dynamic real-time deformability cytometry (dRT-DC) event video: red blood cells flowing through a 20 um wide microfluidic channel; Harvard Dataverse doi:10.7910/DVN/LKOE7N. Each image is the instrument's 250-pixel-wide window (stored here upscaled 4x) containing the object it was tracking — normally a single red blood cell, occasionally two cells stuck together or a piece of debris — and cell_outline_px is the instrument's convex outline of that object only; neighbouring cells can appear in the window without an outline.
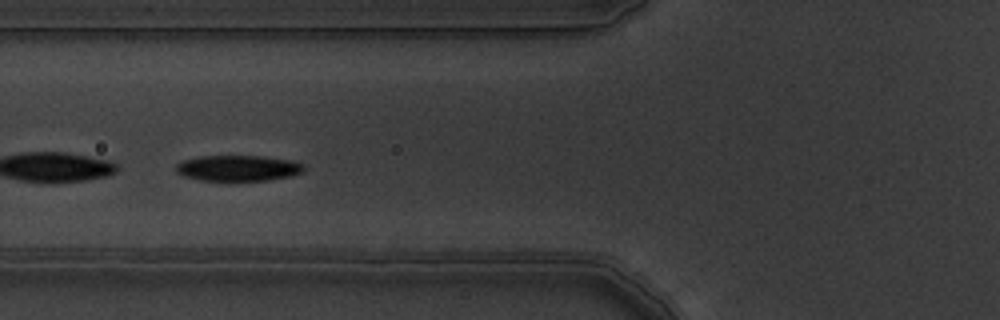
{"species": "common noctule bat (a hibernating species)", "species_latin": "Nyctalus noctula", "temperature_condition": "warm", "stored_images_in_passage": 7, "camera_frame_rate_fps": 3000, "um_per_image_px": 0.085, "animal": {"sex": "male", "body_mass_g": 19.5, "forearm_length_mm": 54.6}, "frame": {"image": 1, "passage_image": 6, "time_ms": 1.667, "image_size_px": [1000, 320], "cell_outline_px": [[304, 172], [292, 176], [268, 180], [200, 180], [184, 176], [176, 172], [176, 164], [180, 160], [200, 156], [260, 156], [292, 160], [304, 164]], "centroid_in_image_um": [20.24, 14.28], "position_along_channel_um": 105.6, "area_um2": 19.31}}
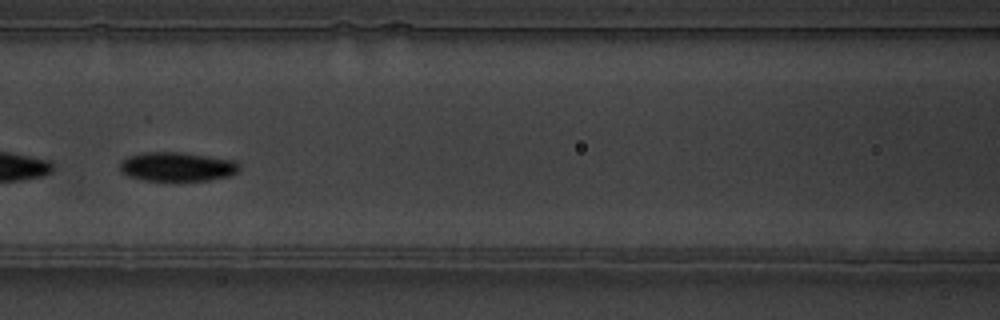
{"frame": {"image": 2, "passage_image": 7, "time_ms": 2.0, "image_size_px": [1000, 320], "cell_outline_px": [[240, 168], [236, 172], [228, 176], [208, 180], [144, 180], [128, 176], [120, 168], [120, 164], [128, 156], [144, 152], [180, 152], [236, 160], [240, 164]], "centroid_in_image_um": [15.09, 14.16], "position_along_channel_um": 151.5, "area_um2": 20.06}}